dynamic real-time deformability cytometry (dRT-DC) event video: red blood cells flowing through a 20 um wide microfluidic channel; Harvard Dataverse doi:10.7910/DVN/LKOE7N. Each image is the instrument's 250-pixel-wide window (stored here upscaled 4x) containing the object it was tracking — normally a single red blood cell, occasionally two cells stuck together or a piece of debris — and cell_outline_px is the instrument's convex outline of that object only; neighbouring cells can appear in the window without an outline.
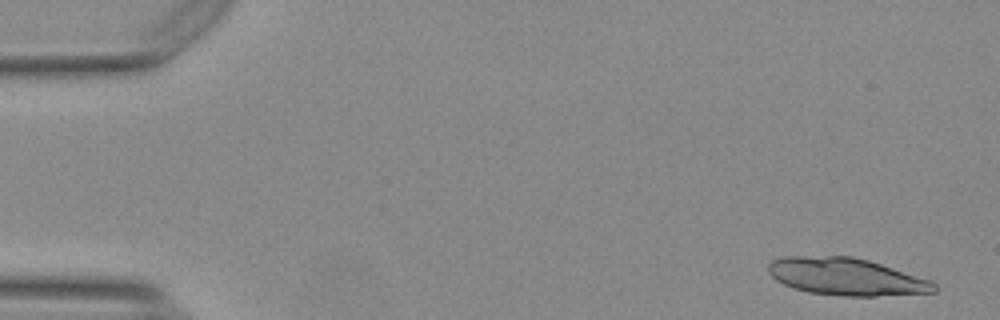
{"species": "Egyptian fruit bat (a non-hibernating species)", "species_latin": "Rousettus aegyptiacus", "temperature_condition": "warm", "stored_images_in_passage": 31, "camera_frame_rate_fps": 3000, "um_per_image_px": 0.085, "animal": {"sex": "female"}, "frame": {"image": 1, "passage_image": 3, "time_ms": 0.667, "image_size_px": [1000, 320], "cell_outline_px": [[936, 292], [876, 296], [844, 296], [808, 292], [784, 284], [776, 280], [768, 272], [768, 264], [772, 260], [784, 256], [852, 256], [868, 260], [932, 280], [936, 284]], "centroid_in_image_um": [71.94, 23.51], "position_along_channel_um": 13.1, "area_um2": 36.01}}